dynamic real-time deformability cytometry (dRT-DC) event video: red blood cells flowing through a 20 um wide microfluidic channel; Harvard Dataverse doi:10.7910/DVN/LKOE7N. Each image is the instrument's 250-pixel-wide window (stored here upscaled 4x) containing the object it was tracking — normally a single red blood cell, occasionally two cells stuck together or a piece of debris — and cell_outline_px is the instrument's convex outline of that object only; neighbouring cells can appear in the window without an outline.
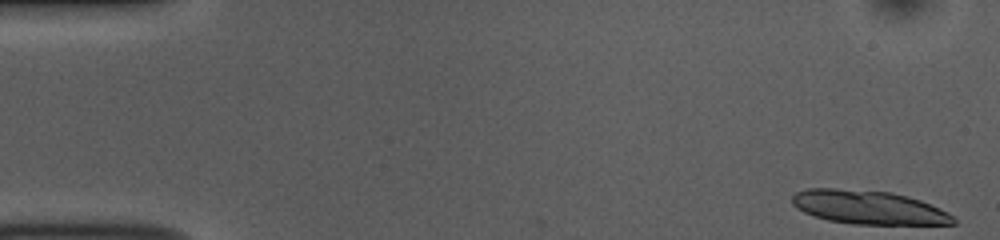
{"species": "common noctule bat (a hibernating species)", "species_latin": "Nyctalus noctula", "temperature_condition": "room temperature", "stored_images_in_passage": 18, "segment_of_instrument_passage": [1, 2], "camera_frame_rate_fps": 3000, "um_per_image_px": 0.085, "animal": {"sex": "female", "body_mass_g": 10.0, "forearm_length_mm": 53.1}, "frame": {"image": 1, "passage_image": 1, "time_ms": 0.0, "image_size_px": [1000, 240], "cell_outline_px": [[956, 224], [852, 224], [828, 220], [804, 212], [796, 208], [792, 204], [792, 196], [796, 192], [808, 188], [836, 188], [892, 192], [908, 196], [920, 200], [948, 212], [956, 220]], "centroid_in_image_um": [73.81, 17.62], "position_along_channel_um": 11.2, "area_um2": 31.62}}